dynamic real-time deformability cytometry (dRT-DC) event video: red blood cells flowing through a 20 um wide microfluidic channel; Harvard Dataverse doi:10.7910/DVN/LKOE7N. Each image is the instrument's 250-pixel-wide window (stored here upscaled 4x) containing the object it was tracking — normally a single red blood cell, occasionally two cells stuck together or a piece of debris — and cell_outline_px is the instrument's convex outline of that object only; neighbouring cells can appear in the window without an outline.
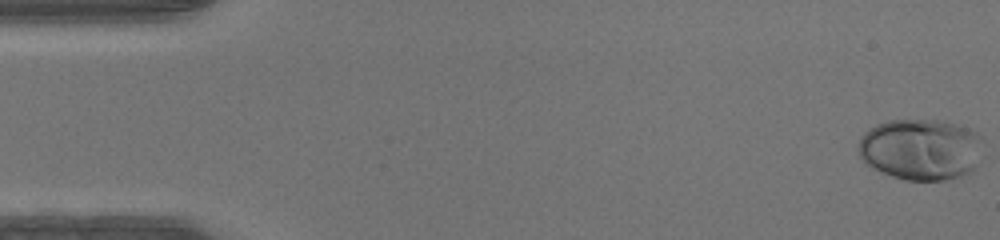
{"species": "human", "species_latin": "Homo sapiens", "temperature_condition": "warm", "stored_images_in_passage": 47, "camera_frame_rate_fps": 3000, "um_per_image_px": 0.085, "donor": {"sex": "male"}, "frame": {"image": 1, "passage_image": 1, "time_ms": 0.0, "image_size_px": [1000, 240], "cell_outline_px": [[984, 140], [972, 172], [960, 176], [944, 180], [904, 180], [892, 176], [872, 168], [864, 164], [856, 148], [860, 136], [868, 128], [876, 124], [888, 120], [936, 120], [968, 128], [976, 132]], "centroid_in_image_um": [78.2, 12.69], "position_along_channel_um": 6.8, "area_um2": 44.85}}
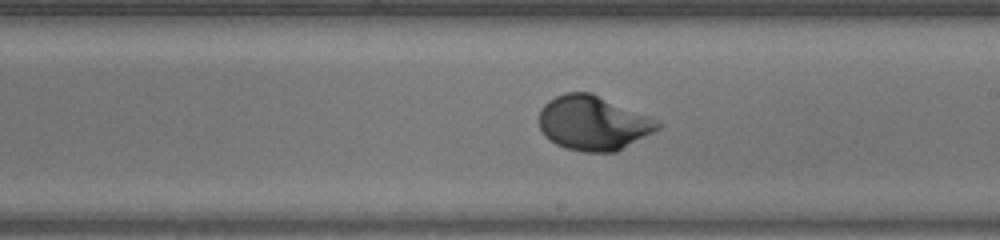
{"frame": {"image": 2, "passage_image": 27, "time_ms": 8.667, "image_size_px": [1000, 240], "cell_outline_px": [[664, 124], [660, 128], [616, 152], [584, 152], [564, 148], [556, 144], [544, 136], [540, 128], [540, 108], [548, 100], [564, 92], [592, 92], [652, 116]], "centroid_in_image_um": [50.44, 10.44], "position_along_channel_um": 238.6, "area_um2": 38.15}}
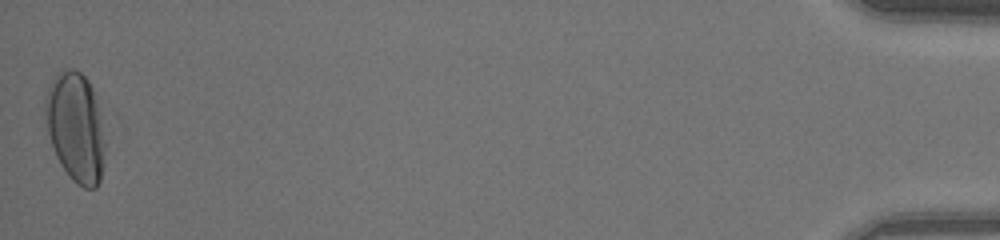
{"frame": {"image": 3, "passage_image": 47, "time_ms": 15.333, "image_size_px": [1000, 240], "cell_outline_px": [[104, 164], [100, 180], [96, 188], [84, 188], [76, 184], [68, 176], [60, 164], [56, 156], [48, 132], [44, 112], [44, 100], [48, 88], [52, 80], [60, 72], [68, 68], [72, 68], [80, 72], [88, 80], [92, 88], [100, 112], [104, 144]], "centroid_in_image_um": [6.42, 10.84], "position_along_channel_um": 428.8, "area_um2": 38.15}}